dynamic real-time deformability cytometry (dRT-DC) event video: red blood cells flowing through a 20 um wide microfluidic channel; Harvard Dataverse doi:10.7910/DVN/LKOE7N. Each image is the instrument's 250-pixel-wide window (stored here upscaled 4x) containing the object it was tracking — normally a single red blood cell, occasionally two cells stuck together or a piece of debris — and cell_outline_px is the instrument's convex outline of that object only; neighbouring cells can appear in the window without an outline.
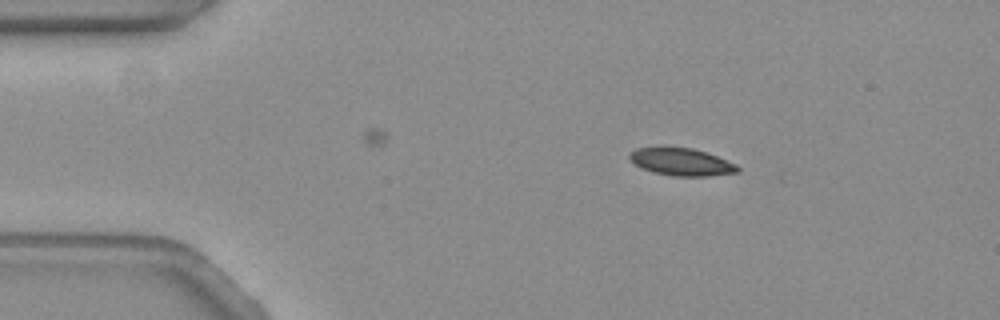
{"species": "common noctule bat (a hibernating species)", "species_latin": "Nyctalus noctula", "temperature_condition": "warm", "stored_images_in_passage": 7, "camera_frame_rate_fps": 3000, "um_per_image_px": 0.085, "animal": {"sex": "female", "body_mass_g": 19.3, "forearm_length_mm": 54.1}, "frame": {"image": 1, "passage_image": 2, "time_ms": 0.333, "image_size_px": [1000, 320], "cell_outline_px": [[740, 172], [708, 176], [672, 176], [652, 172], [640, 168], [632, 164], [628, 156], [636, 148], [692, 148], [716, 156], [736, 164], [740, 168]], "centroid_in_image_um": [57.9, 13.79], "position_along_channel_um": 27.1, "area_um2": 17.17}}